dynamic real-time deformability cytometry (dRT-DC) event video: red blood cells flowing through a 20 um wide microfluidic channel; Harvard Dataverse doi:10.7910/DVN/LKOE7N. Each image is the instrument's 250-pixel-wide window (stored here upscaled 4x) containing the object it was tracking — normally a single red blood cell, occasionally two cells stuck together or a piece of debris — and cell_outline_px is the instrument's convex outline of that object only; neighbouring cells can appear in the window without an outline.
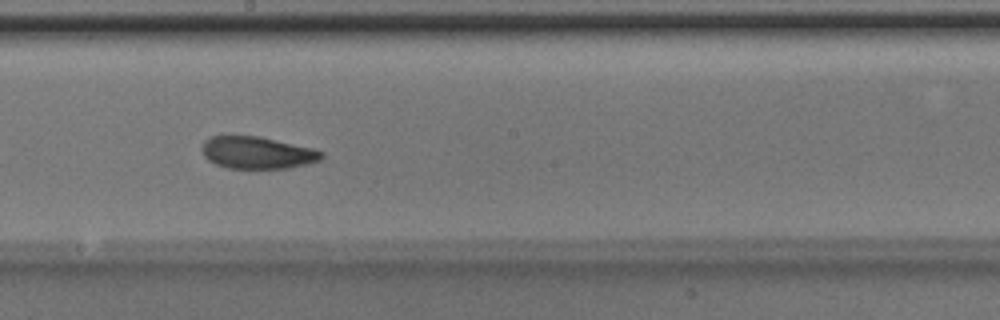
{"species": "Egyptian fruit bat (a non-hibernating species)", "species_latin": "Rousettus aegyptiacus", "temperature_condition": "room temperature", "stored_images_in_passage": 23, "camera_frame_rate_fps": 3000, "um_per_image_px": 0.085, "animal": {"sex": "male"}, "frame": {"image": 1, "passage_image": 14, "time_ms": 4.333, "image_size_px": [1000, 320], "cell_outline_px": [[324, 156], [320, 160], [308, 164], [288, 168], [228, 168], [216, 164], [208, 160], [204, 156], [200, 148], [204, 140], [212, 136], [260, 136], [312, 148], [324, 152]], "centroid_in_image_um": [21.86, 12.97], "position_along_channel_um": 226.3, "area_um2": 22.48}}
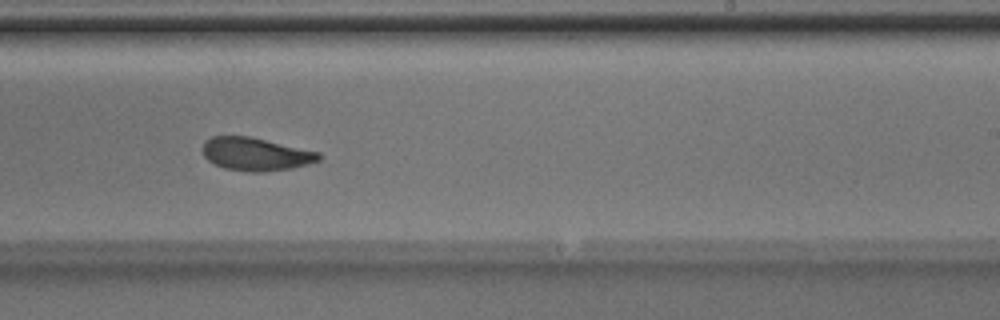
{"frame": {"image": 2, "passage_image": 17, "time_ms": 5.333, "image_size_px": [1000, 320], "cell_outline_px": [[320, 160], [308, 164], [292, 168], [264, 172], [248, 172], [224, 168], [208, 160], [204, 156], [200, 148], [204, 140], [212, 136], [252, 136], [320, 152]], "centroid_in_image_um": [21.71, 13.09], "position_along_channel_um": 267.3, "area_um2": 22.72}}